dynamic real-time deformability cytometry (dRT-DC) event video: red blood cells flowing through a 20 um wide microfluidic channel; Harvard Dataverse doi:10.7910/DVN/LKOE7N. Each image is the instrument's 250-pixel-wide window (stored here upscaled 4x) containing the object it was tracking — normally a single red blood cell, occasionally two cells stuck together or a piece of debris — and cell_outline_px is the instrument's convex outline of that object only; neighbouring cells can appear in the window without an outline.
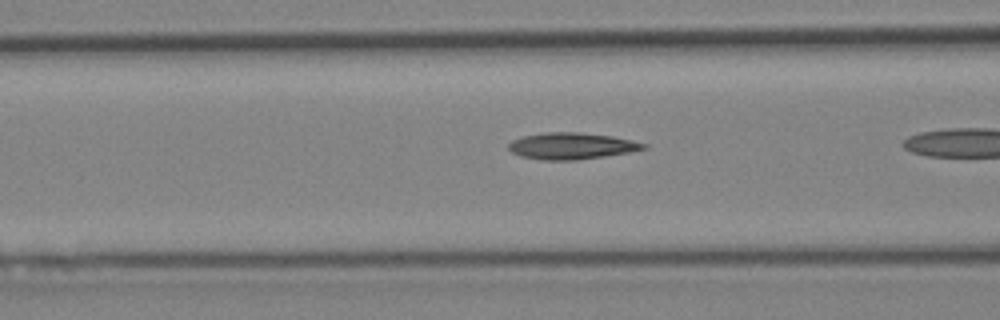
{"species": "Egyptian fruit bat (a non-hibernating species)", "species_latin": "Rousettus aegyptiacus", "temperature_condition": "cold", "stored_images_in_passage": 20, "segment_of_instrument_passage": [2, 2], "camera_frame_rate_fps": 3000, "um_per_image_px": 0.085, "animal": {"sex": "female"}, "frame": {"image": 1, "passage_image": 16, "time_ms": 5.0, "image_size_px": [1000, 320], "cell_outline_px": [[648, 148], [632, 152], [576, 160], [544, 160], [520, 156], [512, 152], [508, 148], [508, 144], [512, 140], [524, 136], [548, 132], [580, 132], [612, 136], [632, 140], [648, 144]], "centroid_in_image_um": [48.62, 12.41], "position_along_channel_um": 118.0, "area_um2": 20.92}}
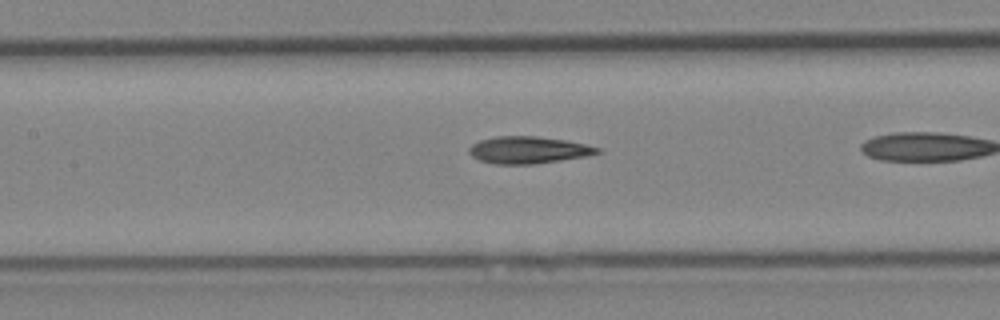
{"frame": {"image": 2, "passage_image": 19, "time_ms": 6.0, "image_size_px": [1000, 320], "cell_outline_px": [[604, 152], [588, 156], [532, 164], [496, 164], [480, 160], [472, 156], [468, 152], [468, 148], [472, 144], [480, 140], [496, 136], [536, 136], [564, 140], [604, 148]], "centroid_in_image_um": [44.95, 12.74], "position_along_channel_um": 162.5, "area_um2": 20.29}}